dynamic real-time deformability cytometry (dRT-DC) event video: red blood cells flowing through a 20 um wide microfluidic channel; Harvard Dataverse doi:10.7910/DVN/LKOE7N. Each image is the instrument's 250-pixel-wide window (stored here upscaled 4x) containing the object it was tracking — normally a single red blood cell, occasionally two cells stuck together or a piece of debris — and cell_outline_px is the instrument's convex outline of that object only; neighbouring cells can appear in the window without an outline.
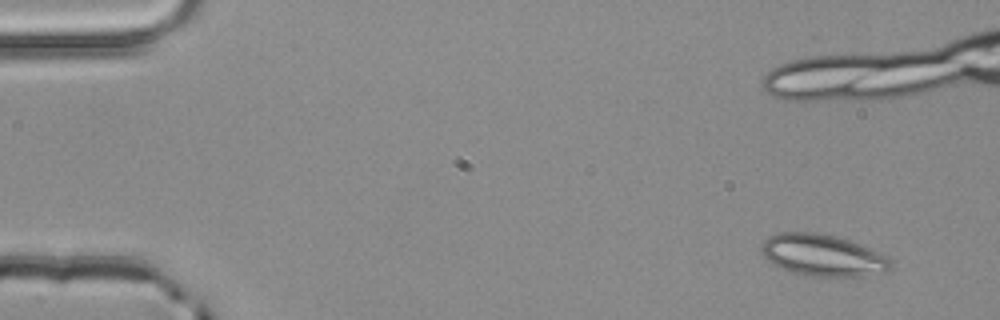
{"species": "common noctule bat (a hibernating species)", "species_latin": "Nyctalus noctula", "temperature_condition": "room temperature", "stored_images_in_passage": 5, "camera_frame_rate_fps": 3000, "um_per_image_px": 0.085, "animal": {"sex": "male", "body_mass_g": 20.4}, "frame": {"image": 1, "passage_image": 1, "time_ms": 0.0, "image_size_px": [1000, 320], "cell_outline_px": [[892, 268], [884, 272], [864, 276], [812, 276], [792, 272], [772, 264], [760, 252], [760, 248], [764, 240], [768, 236], [780, 232], [816, 232], [848, 240], [860, 244], [888, 256], [892, 264]], "centroid_in_image_um": [69.92, 21.69], "position_along_channel_um": 15.1, "area_um2": 31.39}}